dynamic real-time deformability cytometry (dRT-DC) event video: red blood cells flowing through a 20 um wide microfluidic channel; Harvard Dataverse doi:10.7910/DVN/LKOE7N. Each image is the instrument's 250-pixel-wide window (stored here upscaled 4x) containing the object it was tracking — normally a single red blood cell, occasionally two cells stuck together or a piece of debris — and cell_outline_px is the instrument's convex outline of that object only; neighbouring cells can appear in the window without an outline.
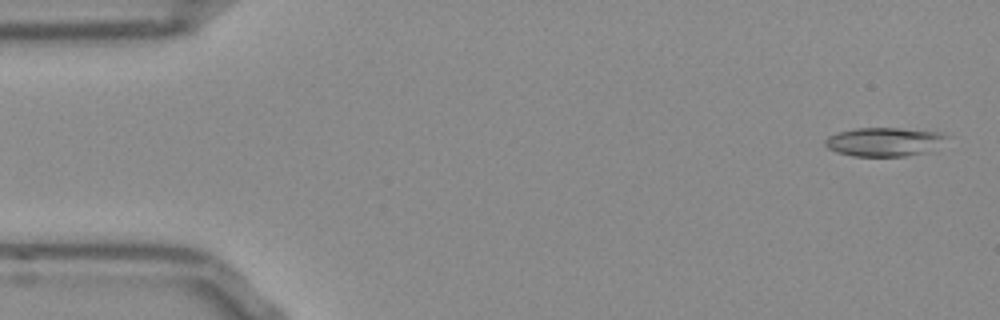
{"species": "Egyptian fruit bat (a non-hibernating species)", "species_latin": "Rousettus aegyptiacus", "temperature_condition": "room temperature", "stored_images_in_passage": 52, "camera_frame_rate_fps": 3000, "um_per_image_px": 0.085, "frame": {"image": 1, "passage_image": 2, "time_ms": 0.333, "image_size_px": [1000, 320], "cell_outline_px": [[952, 136], [928, 152], [904, 156], [852, 156], [836, 152], [828, 148], [824, 144], [824, 140], [828, 136], [836, 132], [856, 128], [900, 128], [940, 132]], "centroid_in_image_um": [75.15, 12.05], "position_along_channel_um": 9.8, "area_um2": 20.58}}
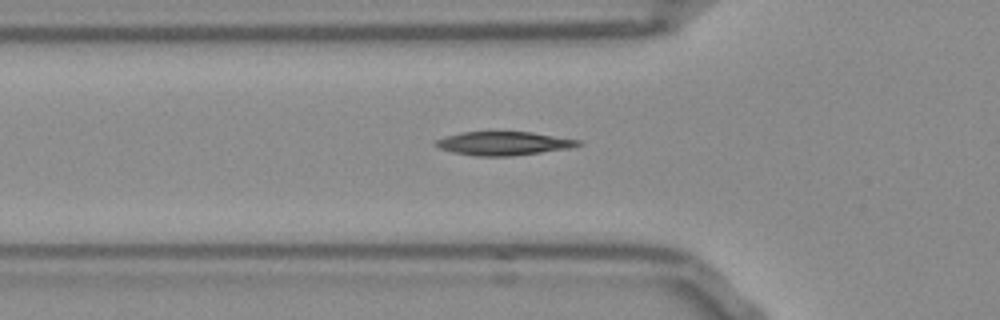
{"frame": {"image": 2, "passage_image": 17, "time_ms": 5.333, "image_size_px": [1000, 320], "cell_outline_px": [[584, 144], [568, 148], [512, 156], [476, 156], [456, 152], [440, 148], [432, 144], [432, 140], [444, 136], [460, 132], [532, 132], [580, 140]], "centroid_in_image_um": [42.76, 12.18], "position_along_channel_um": 83.0, "area_um2": 19.59}}
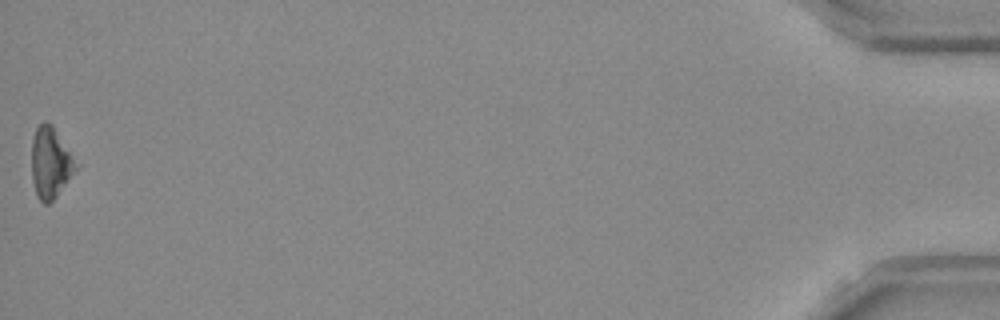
{"frame": {"image": 3, "passage_image": 52, "time_ms": 17.0, "image_size_px": [1000, 320], "cell_outline_px": [[80, 164], [56, 196], [48, 204], [44, 204], [36, 196], [32, 180], [32, 140], [36, 128], [44, 120], [52, 124]], "centroid_in_image_um": [4.3, 13.81], "position_along_channel_um": 430.9, "area_um2": 18.44}, "authors_computed_cell_mechanics": {"area_um2": 19.074, "velocity_mm_per_s": 3.8677, "shape_relaxation_time_tau1_ms": 6.5148, "shape_relaxation_time_tau2_ms": 5.8362, "deformation_change_tau1": 0.1828, "deformation_change_tau2": 0.1494}}